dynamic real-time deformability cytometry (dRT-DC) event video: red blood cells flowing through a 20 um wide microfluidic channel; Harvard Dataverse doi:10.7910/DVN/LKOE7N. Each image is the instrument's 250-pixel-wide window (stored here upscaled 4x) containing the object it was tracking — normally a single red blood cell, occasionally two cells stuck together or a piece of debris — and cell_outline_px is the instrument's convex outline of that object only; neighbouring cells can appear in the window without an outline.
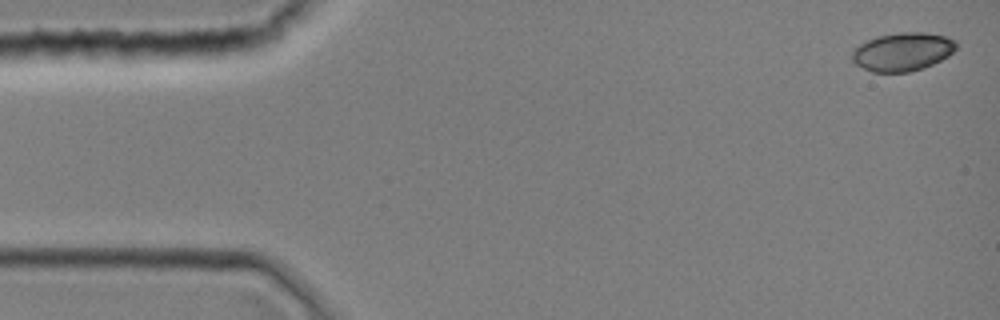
{"species": "common noctule bat (a hibernating species)", "species_latin": "Nyctalus noctula", "temperature_condition": "room temperature", "stored_images_in_passage": 12, "camera_frame_rate_fps": 3000, "um_per_image_px": 0.085, "animal": {"sex": "female", "body_mass_g": 19.0, "forearm_length_mm": 51.5}, "frame": {"image": 1, "passage_image": 1, "time_ms": 0.0, "image_size_px": [1000, 320], "cell_outline_px": [[956, 48], [948, 56], [924, 68], [908, 72], [872, 72], [856, 64], [852, 60], [852, 48], [876, 36], [900, 32], [924, 32], [944, 36], [956, 40]], "centroid_in_image_um": [76.7, 4.39], "position_along_channel_um": 8.3, "area_um2": 23.29}}
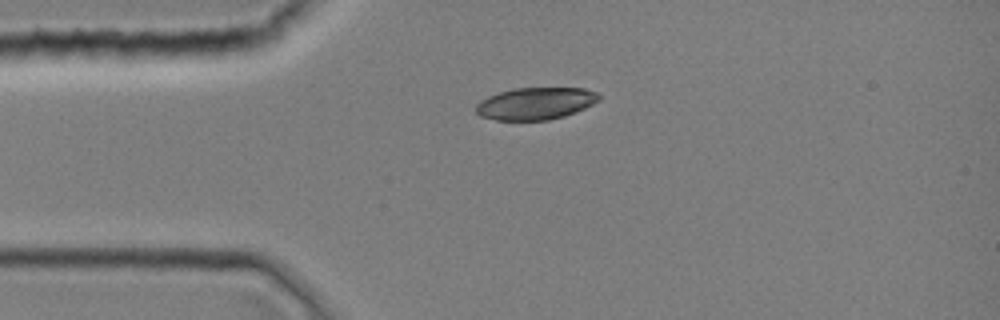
{"frame": {"image": 2, "passage_image": 9, "time_ms": 2.667, "image_size_px": [1000, 320], "cell_outline_px": [[600, 100], [576, 112], [564, 116], [548, 120], [496, 120], [480, 116], [476, 112], [476, 104], [480, 100], [488, 96], [500, 92], [516, 88], [584, 88], [596, 92], [600, 96]], "centroid_in_image_um": [45.52, 8.8], "position_along_channel_um": 39.5, "area_um2": 23.0}}